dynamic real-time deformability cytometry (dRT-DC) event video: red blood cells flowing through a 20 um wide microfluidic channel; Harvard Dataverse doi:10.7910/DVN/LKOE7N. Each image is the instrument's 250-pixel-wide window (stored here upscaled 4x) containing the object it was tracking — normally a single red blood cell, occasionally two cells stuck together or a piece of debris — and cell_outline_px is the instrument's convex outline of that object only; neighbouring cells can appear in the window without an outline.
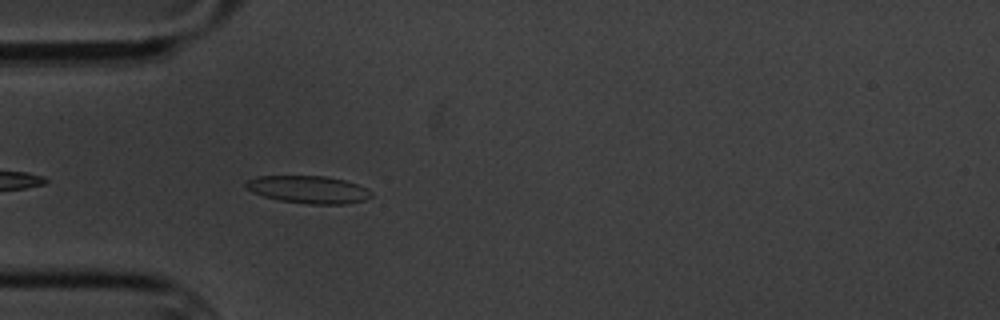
{"species": "common noctule bat (a hibernating species)", "species_latin": "Nyctalus noctula", "temperature_condition": "cold", "stored_images_in_passage": 4, "camera_frame_rate_fps": 3000, "um_per_image_px": 0.085, "animal": {"sex": "male", "body_mass_g": 20.1, "forearm_length_mm": 53.5}, "frame": {"image": 1, "passage_image": 4, "time_ms": 3.333, "image_size_px": [1000, 320], "cell_outline_px": [[372, 196], [364, 200], [344, 204], [308, 204], [280, 200], [264, 196], [252, 192], [244, 188], [244, 184], [248, 180], [256, 176], [324, 176], [344, 180], [356, 184], [372, 192]], "centroid_in_image_um": [26.17, 16.11], "position_along_channel_um": 58.8, "area_um2": 20.0}}